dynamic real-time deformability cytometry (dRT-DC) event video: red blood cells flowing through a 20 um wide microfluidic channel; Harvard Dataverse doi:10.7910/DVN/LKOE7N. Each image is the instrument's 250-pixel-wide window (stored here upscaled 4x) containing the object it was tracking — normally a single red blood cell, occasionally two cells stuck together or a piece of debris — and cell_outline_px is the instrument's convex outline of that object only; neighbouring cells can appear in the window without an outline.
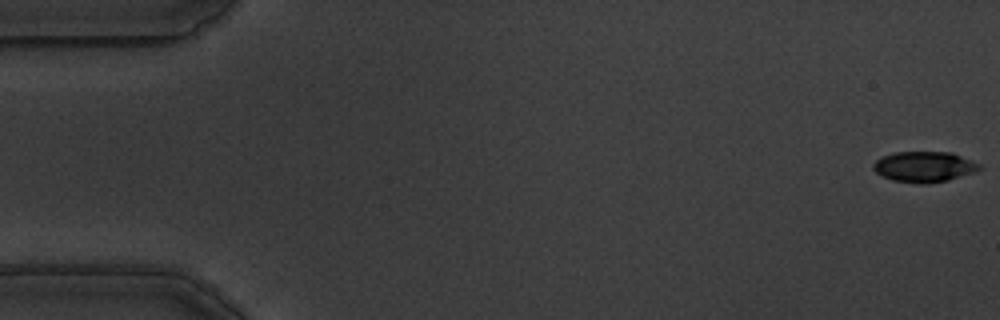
{"species": "common noctule bat (a hibernating species)", "species_latin": "Nyctalus noctula", "temperature_condition": "warm", "stored_images_in_passage": 58, "camera_frame_rate_fps": 3000, "um_per_image_px": 0.085, "animal": {"sex": "male", "body_mass_g": 19.5, "forearm_length_mm": 54.6}, "frame": {"image": 1, "passage_image": 1, "time_ms": 0.0, "image_size_px": [1000, 320], "cell_outline_px": [[984, 168], [976, 172], [948, 180], [924, 184], [920, 184], [892, 180], [876, 172], [872, 168], [872, 164], [876, 160], [884, 156], [896, 152], [952, 152], [972, 160], [980, 164]], "centroid_in_image_um": [78.6, 14.17], "position_along_channel_um": 6.4, "area_um2": 19.02}}
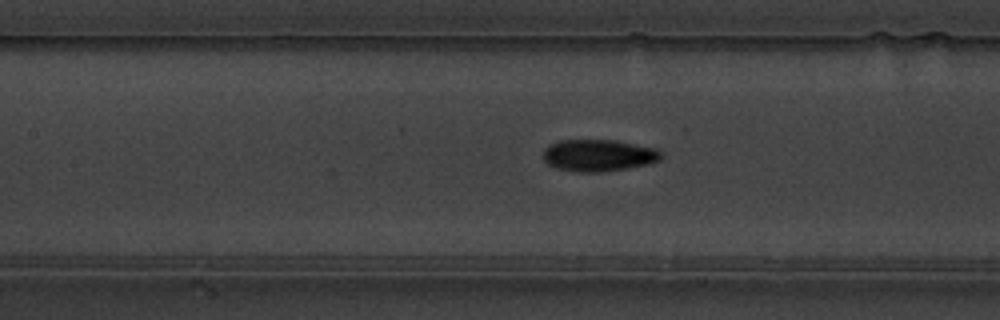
{"frame": {"image": 2, "passage_image": 26, "time_ms": 8.333, "image_size_px": [1000, 320], "cell_outline_px": [[664, 156], [660, 160], [648, 164], [628, 168], [596, 172], [576, 172], [556, 168], [548, 164], [544, 160], [544, 148], [548, 144], [560, 140], [616, 140], [656, 148], [664, 152]], "centroid_in_image_um": [50.9, 13.2], "position_along_channel_um": 156.5, "area_um2": 22.14}}
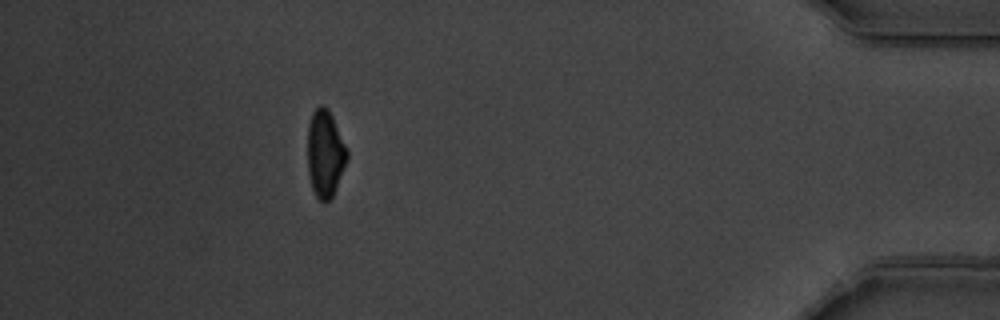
{"frame": {"image": 3, "passage_image": 52, "time_ms": 17.0, "image_size_px": [1000, 320], "cell_outline_px": [[348, 156], [336, 188], [332, 196], [328, 200], [320, 200], [316, 196], [312, 188], [308, 172], [308, 124], [312, 112], [320, 104], [324, 104], [328, 108], [348, 148]], "centroid_in_image_um": [27.63, 13.0], "position_along_channel_um": 407.6, "area_um2": 20.0}, "authors_computed_cell_mechanics": {"area_um2": 20.5768, "velocity_mm_per_s": 3.5144, "shape_relaxation_time_tau1_ms": 3.1147, "shape_relaxation_time_tau2_ms": 2.4186, "deformation_change_tau1": 0.1358, "deformation_change_tau2": 0.0811}}